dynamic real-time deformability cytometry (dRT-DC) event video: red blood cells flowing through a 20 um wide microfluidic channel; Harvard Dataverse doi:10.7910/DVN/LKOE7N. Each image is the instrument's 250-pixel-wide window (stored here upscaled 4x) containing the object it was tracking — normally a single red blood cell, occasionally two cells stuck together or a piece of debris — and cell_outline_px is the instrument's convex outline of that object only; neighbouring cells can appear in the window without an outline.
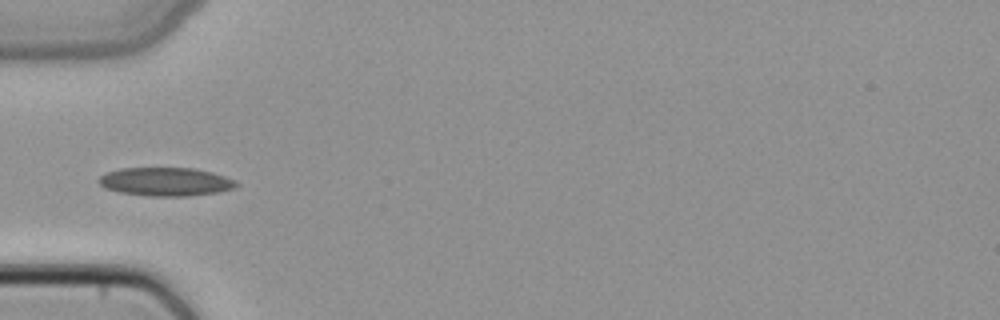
{"species": "common noctule bat (a hibernating species)", "species_latin": "Nyctalus noctula", "temperature_condition": "cold", "stored_images_in_passage": 3, "camera_frame_rate_fps": 3000, "um_per_image_px": 0.085, "animal": {"sex": "female", "body_mass_g": 22.7, "forearm_length_mm": 54.2}, "frame": {"image": 1, "passage_image": 3, "time_ms": 0.667, "image_size_px": [1000, 320], "cell_outline_px": [[240, 184], [232, 188], [216, 192], [188, 196], [148, 196], [120, 192], [104, 188], [96, 180], [104, 172], [120, 168], [192, 168], [212, 172], [236, 180]], "centroid_in_image_um": [14.03, 15.44], "position_along_channel_um": 71.0, "area_um2": 22.89}}